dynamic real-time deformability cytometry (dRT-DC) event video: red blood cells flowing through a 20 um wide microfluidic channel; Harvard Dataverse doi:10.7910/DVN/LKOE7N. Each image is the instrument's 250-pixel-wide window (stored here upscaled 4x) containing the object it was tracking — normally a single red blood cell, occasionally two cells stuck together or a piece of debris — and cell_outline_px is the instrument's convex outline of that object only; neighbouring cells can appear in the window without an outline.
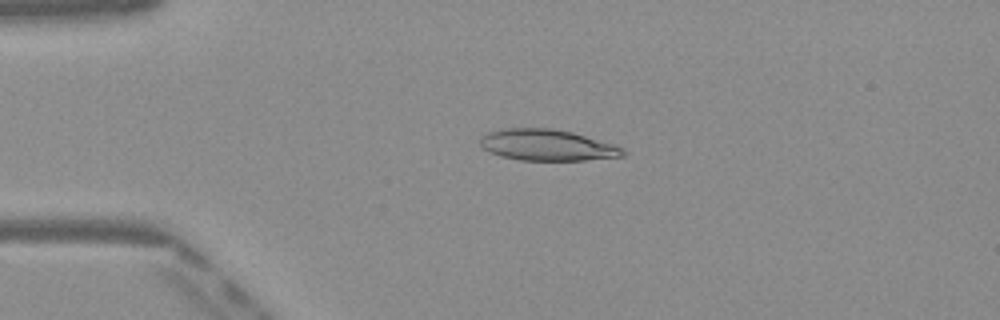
{"species": "Egyptian fruit bat (a non-hibernating species)", "species_latin": "Rousettus aegyptiacus", "temperature_condition": "warm", "stored_images_in_passage": 41, "camera_frame_rate_fps": 3000, "um_per_image_px": 0.085, "frame": {"image": 1, "passage_image": 3, "time_ms": 0.667, "image_size_px": [1000, 320], "cell_outline_px": [[624, 156], [584, 160], [520, 160], [500, 156], [488, 152], [480, 144], [480, 140], [488, 132], [504, 128], [552, 128], [572, 132], [612, 144], [624, 148]], "centroid_in_image_um": [46.49, 12.33], "position_along_channel_um": 38.5, "area_um2": 25.78}}
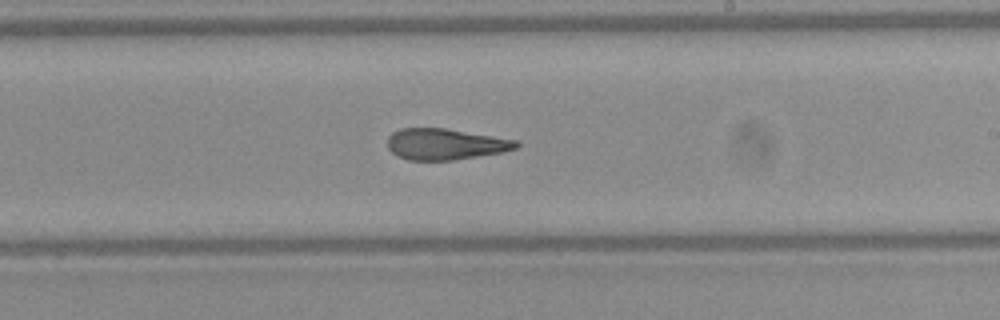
{"frame": {"image": 2, "passage_image": 21, "time_ms": 6.667, "image_size_px": [1000, 320], "cell_outline_px": [[520, 144], [516, 148], [500, 152], [452, 160], [408, 160], [396, 156], [388, 148], [388, 136], [392, 132], [400, 128], [444, 128], [516, 140]], "centroid_in_image_um": [37.79, 12.25], "position_along_channel_um": 251.2, "area_um2": 23.12}}
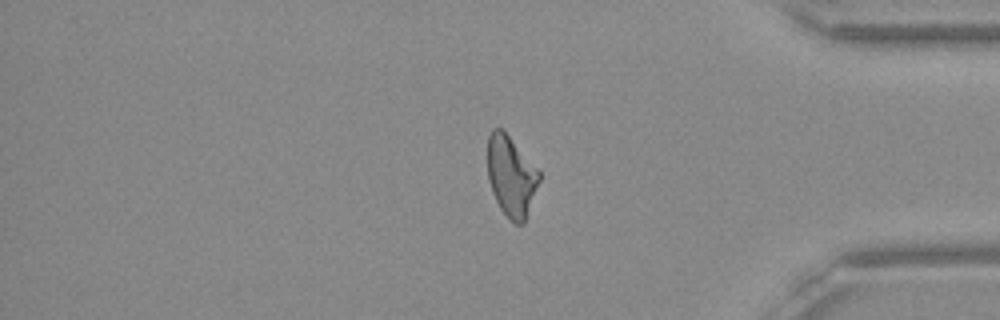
{"frame": {"image": 3, "passage_image": 33, "time_ms": 10.667, "image_size_px": [1000, 320], "cell_outline_px": [[540, 180], [524, 224], [516, 224], [500, 208], [492, 192], [488, 180], [488, 136], [492, 128], [500, 128], [508, 136], [540, 172]], "centroid_in_image_um": [43.44, 14.99], "position_along_channel_um": 391.8, "area_um2": 23.76}, "authors_computed_cell_mechanics": {"area_um2": 24.7962, "velocity_mm_per_s": 4.0845, "shape_relaxation_time_tau1_ms": null, "shape_relaxation_time_tau2_ms": 2.7105, "deformation_change_tau1": null, "deformation_change_tau2": 0.1166}}